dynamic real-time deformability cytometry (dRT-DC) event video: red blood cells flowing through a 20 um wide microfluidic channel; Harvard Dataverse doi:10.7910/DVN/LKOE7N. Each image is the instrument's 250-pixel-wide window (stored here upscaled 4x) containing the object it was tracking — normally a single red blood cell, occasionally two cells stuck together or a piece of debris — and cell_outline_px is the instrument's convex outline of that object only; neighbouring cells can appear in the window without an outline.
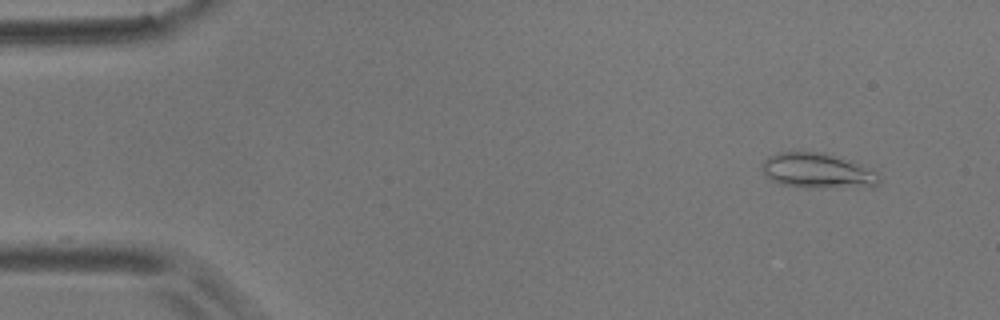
{"species": "common noctule bat (a hibernating species)", "species_latin": "Nyctalus noctula", "temperature_condition": "room temperature", "stored_images_in_passage": 26, "camera_frame_rate_fps": 3000, "um_per_image_px": 0.085, "animal": {"sex": "male", "body_mass_g": 17.9}, "frame": {"image": 1, "passage_image": 2, "time_ms": 0.333, "image_size_px": [1000, 320], "cell_outline_px": [[880, 180], [872, 188], [804, 188], [780, 184], [772, 180], [764, 172], [764, 160], [768, 156], [780, 152], [824, 152], [852, 160], [860, 164], [880, 176]], "centroid_in_image_um": [69.54, 14.54], "position_along_channel_um": 15.5, "area_um2": 24.22}}
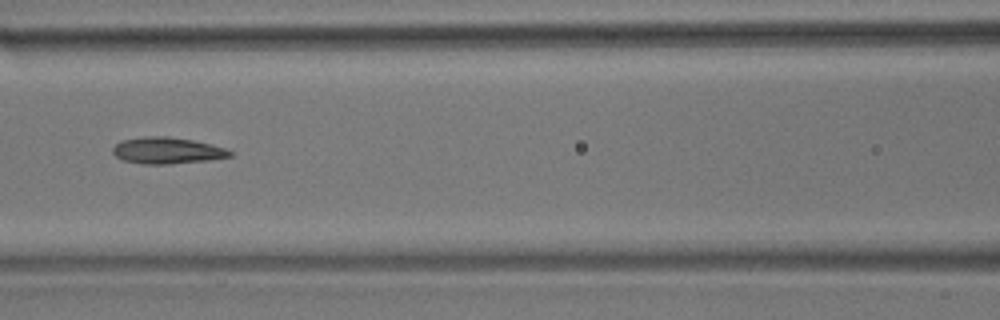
{"frame": {"image": 2, "passage_image": 21, "time_ms": 6.667, "image_size_px": [1000, 320], "cell_outline_px": [[236, 152], [232, 156], [208, 160], [168, 164], [144, 164], [124, 160], [116, 156], [112, 152], [112, 148], [120, 140], [144, 136], [168, 136], [192, 140], [212, 144]], "centroid_in_image_um": [14.22, 12.79], "position_along_channel_um": 152.4, "area_um2": 18.15}}
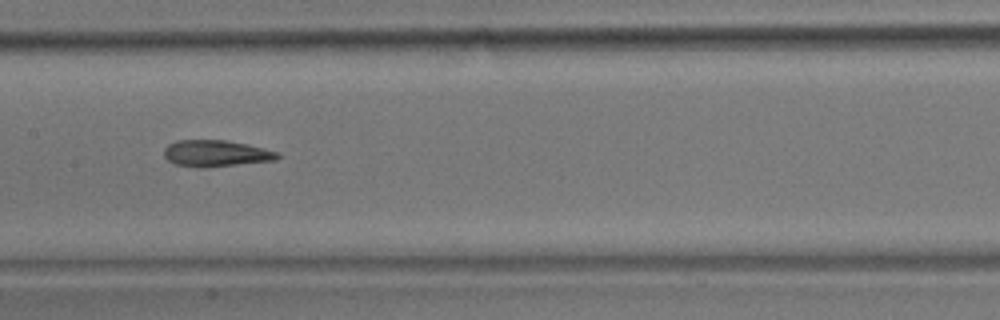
{"frame": {"image": 3, "passage_image": 24, "time_ms": 7.667, "image_size_px": [1000, 320], "cell_outline_px": [[280, 156], [276, 160], [204, 168], [200, 168], [176, 164], [168, 160], [164, 156], [164, 148], [168, 144], [176, 140], [224, 140], [248, 144], [280, 152]], "centroid_in_image_um": [18.36, 13.04], "position_along_channel_um": 189.0, "area_um2": 17.63}}